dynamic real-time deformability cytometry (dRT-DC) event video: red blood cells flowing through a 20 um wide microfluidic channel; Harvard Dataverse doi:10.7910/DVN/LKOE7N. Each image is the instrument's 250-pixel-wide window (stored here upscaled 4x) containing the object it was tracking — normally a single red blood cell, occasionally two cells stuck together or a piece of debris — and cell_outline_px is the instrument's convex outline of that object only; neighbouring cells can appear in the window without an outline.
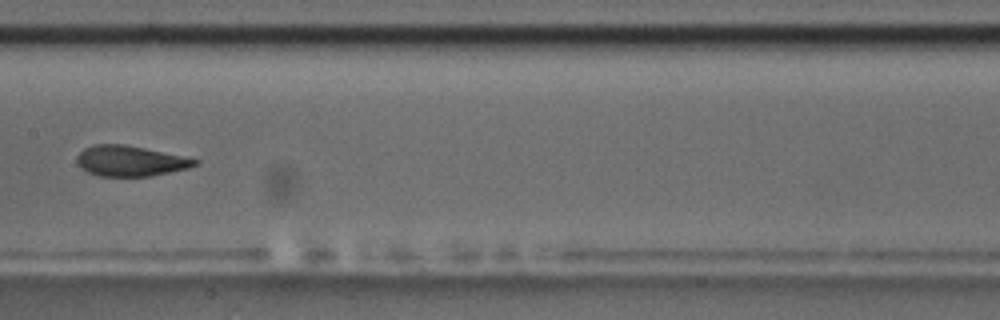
{"species": "common noctule bat (a hibernating species)", "species_latin": "Nyctalus noctula", "temperature_condition": "room temperature", "stored_images_in_passage": 7, "camera_frame_rate_fps": 3000, "um_per_image_px": 0.085, "animal": {"sex": "male", "body_mass_g": 17.5, "forearm_length_mm": 52.3}, "frame": {"image": 1, "passage_image": 7, "time_ms": 7.0, "image_size_px": [1000, 320], "cell_outline_px": [[200, 164], [188, 168], [152, 176], [100, 176], [88, 172], [80, 168], [76, 160], [76, 156], [84, 148], [92, 144], [124, 144], [184, 156], [200, 160]], "centroid_in_image_um": [11.07, 13.68], "position_along_channel_um": 196.3, "area_um2": 21.1}}